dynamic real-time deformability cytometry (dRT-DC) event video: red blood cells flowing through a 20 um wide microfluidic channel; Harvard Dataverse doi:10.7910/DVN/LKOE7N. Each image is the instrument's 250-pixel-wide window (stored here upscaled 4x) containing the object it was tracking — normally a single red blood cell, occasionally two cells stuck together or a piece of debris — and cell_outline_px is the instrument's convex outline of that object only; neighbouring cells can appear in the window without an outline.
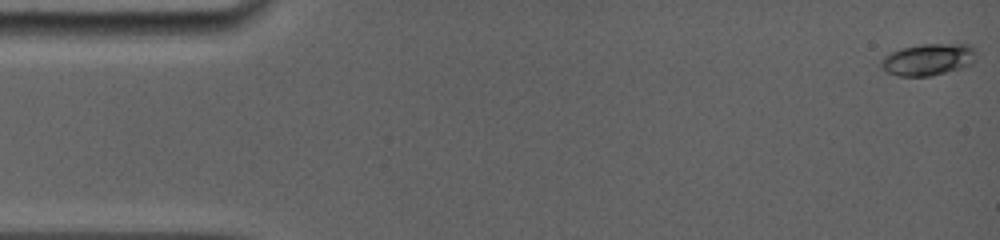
{"species": "common noctule bat (a hibernating species)", "species_latin": "Nyctalus noctula", "temperature_condition": "room temperature", "stored_images_in_passage": 59, "camera_frame_rate_fps": 5000, "um_per_image_px": 0.085, "animal": {"sex": "female", "body_mass_g": 19.0, "forearm_length_mm": 56.7}, "frame": {"image": 1, "passage_image": 1, "time_ms": 0.0, "image_size_px": [1000, 240], "cell_outline_px": [[976, 60], [972, 64], [960, 68], [932, 76], [900, 76], [888, 72], [880, 68], [880, 60], [884, 56], [892, 52], [904, 48], [920, 44], [968, 44], [976, 52]], "centroid_in_image_um": [78.89, 5.06], "position_along_channel_um": 6.1, "area_um2": 17.63}}
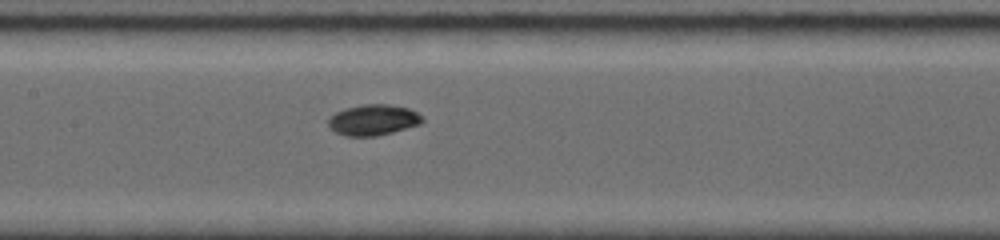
{"frame": {"image": 2, "passage_image": 31, "time_ms": 7.6, "image_size_px": [1000, 240], "cell_outline_px": [[424, 120], [420, 124], [392, 132], [376, 136], [344, 136], [336, 132], [328, 124], [328, 120], [336, 112], [344, 108], [364, 104], [388, 104], [408, 108], [416, 112]], "centroid_in_image_um": [31.71, 10.19], "position_along_channel_um": 175.7, "area_um2": 16.7}}
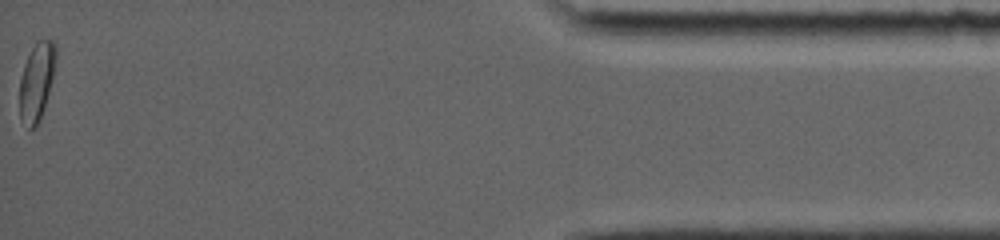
{"frame": {"image": 3, "passage_image": 59, "time_ms": 16.0, "image_size_px": [1000, 240], "cell_outline_px": [[56, 60], [52, 80], [44, 108], [40, 120], [32, 128], [28, 128], [20, 120], [20, 80], [24, 64], [36, 40], [52, 40], [56, 44]], "centroid_in_image_um": [3.12, 6.91], "position_along_channel_um": 432.1, "area_um2": 16.36}, "authors_computed_cell_mechanics": {"area_um2": 16.1262, "velocity_mm_per_s": 3.9384, "shape_relaxation_time_tau1_ms": 2.1044, "shape_relaxation_time_tau2_ms": 3.32, "deformation_change_tau1": 0.1218, "deformation_change_tau2": 0.0351}}